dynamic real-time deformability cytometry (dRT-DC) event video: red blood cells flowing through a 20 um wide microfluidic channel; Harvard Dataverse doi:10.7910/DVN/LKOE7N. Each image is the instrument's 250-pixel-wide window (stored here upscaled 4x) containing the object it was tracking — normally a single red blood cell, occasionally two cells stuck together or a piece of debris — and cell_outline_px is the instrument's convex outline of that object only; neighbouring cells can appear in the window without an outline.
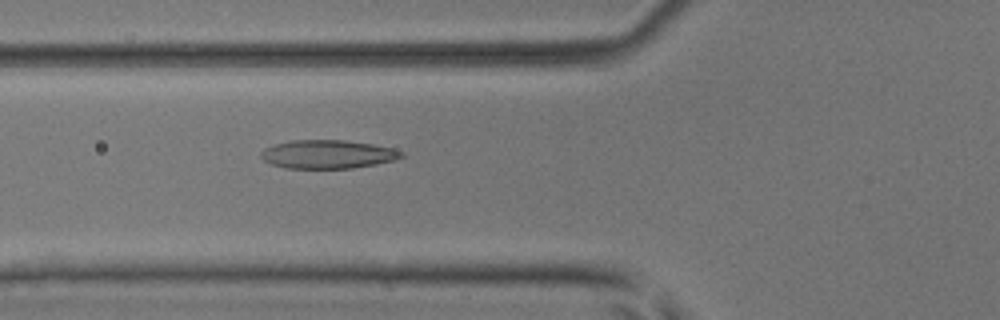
{"species": "common noctule bat (a hibernating species)", "species_latin": "Nyctalus noctula", "temperature_condition": "room temperature", "stored_images_in_passage": 47, "camera_frame_rate_fps": 3000, "um_per_image_px": 0.085, "animal": {"sex": "male", "body_mass_g": 17.9, "forearm_length_mm": 54.2}, "frame": {"image": 1, "passage_image": 16, "time_ms": 5.0, "image_size_px": [1000, 320], "cell_outline_px": [[404, 156], [396, 160], [376, 164], [352, 168], [288, 168], [272, 164], [264, 160], [260, 156], [260, 152], [264, 148], [288, 140], [344, 140], [372, 144], [392, 148], [404, 152]], "centroid_in_image_um": [27.87, 13.11], "position_along_channel_um": 97.9, "area_um2": 23.35}}
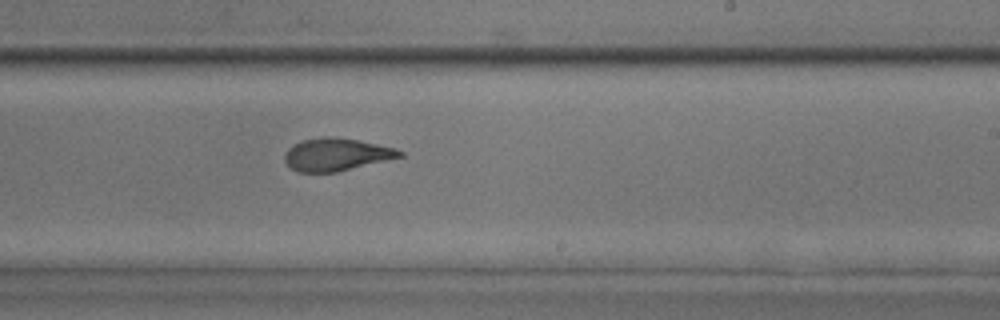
{"frame": {"image": 2, "passage_image": 28, "time_ms": 9.0, "image_size_px": [1000, 320], "cell_outline_px": [[404, 156], [336, 172], [296, 172], [284, 160], [284, 152], [288, 148], [300, 140], [324, 136], [336, 136], [360, 140], [396, 148], [404, 152]], "centroid_in_image_um": [28.58, 13.11], "position_along_channel_um": 260.4, "area_um2": 22.08}}
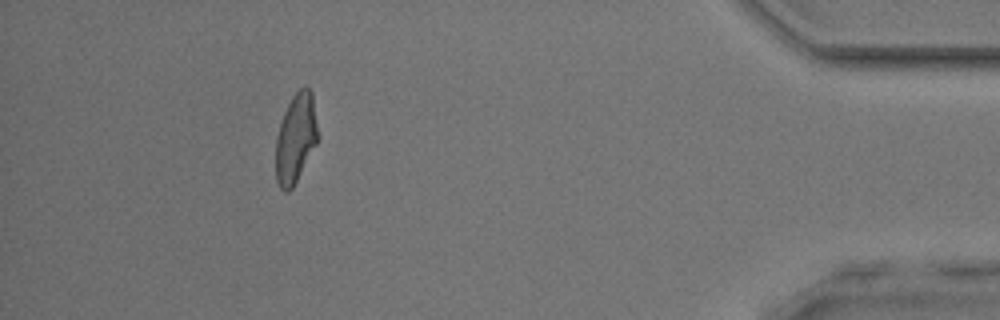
{"frame": {"image": 3, "passage_image": 43, "time_ms": 14.0, "image_size_px": [1000, 320], "cell_outline_px": [[316, 144], [292, 188], [288, 192], [284, 192], [280, 188], [276, 180], [276, 136], [284, 112], [292, 96], [304, 84], [312, 92], [316, 124]], "centroid_in_image_um": [25.1, 11.75], "position_along_channel_um": 410.1, "area_um2": 21.44}}